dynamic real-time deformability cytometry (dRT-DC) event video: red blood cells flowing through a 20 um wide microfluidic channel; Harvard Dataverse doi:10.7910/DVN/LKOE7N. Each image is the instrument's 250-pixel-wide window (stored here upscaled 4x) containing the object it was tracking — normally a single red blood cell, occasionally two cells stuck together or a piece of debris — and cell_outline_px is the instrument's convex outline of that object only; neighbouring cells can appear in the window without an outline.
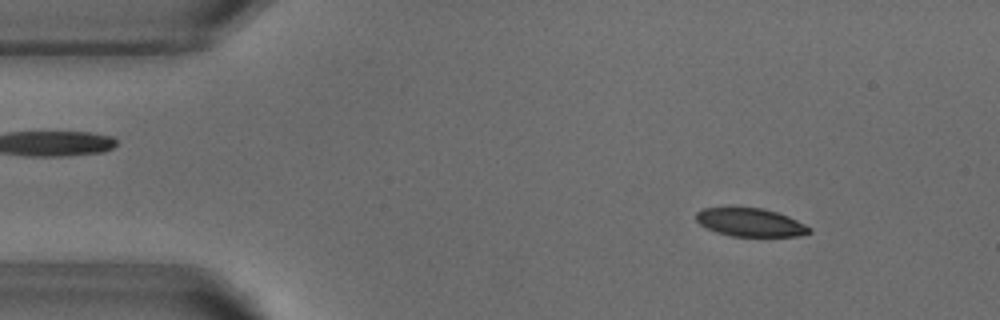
{"species": "common noctule bat (a hibernating species)", "species_latin": "Nyctalus noctula", "temperature_condition": "warm", "stored_images_in_passage": 52, "camera_frame_rate_fps": 3000, "um_per_image_px": 0.085, "animal": {"sex": "male", "body_mass_g": 18.8}, "frame": {"image": 1, "passage_image": 6, "time_ms": 1.667, "image_size_px": [1000, 320], "cell_outline_px": [[812, 232], [800, 236], [732, 236], [716, 232], [700, 224], [696, 220], [696, 212], [704, 208], [764, 208], [788, 216], [812, 228]], "centroid_in_image_um": [63.8, 18.91], "position_along_channel_um": 21.2, "area_um2": 18.5}}
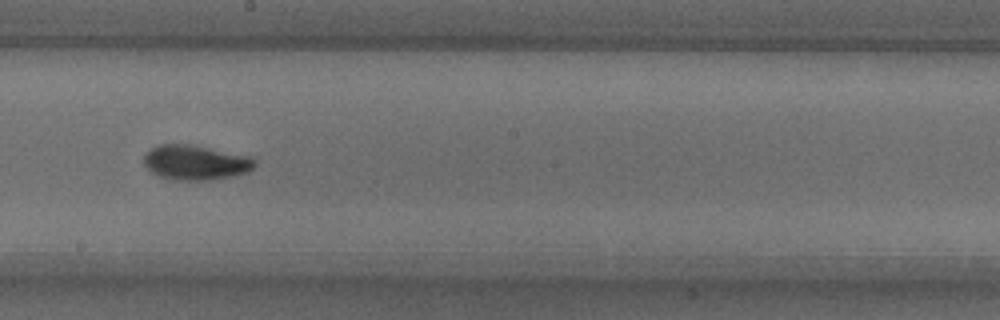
{"frame": {"image": 2, "passage_image": 28, "time_ms": 9.0, "image_size_px": [1000, 320], "cell_outline_px": [[256, 164], [248, 172], [232, 176], [208, 180], [176, 180], [160, 176], [152, 172], [144, 164], [144, 156], [156, 144], [188, 144], [248, 156], [256, 160]], "centroid_in_image_um": [16.61, 13.81], "position_along_channel_um": 231.6, "area_um2": 22.2}}
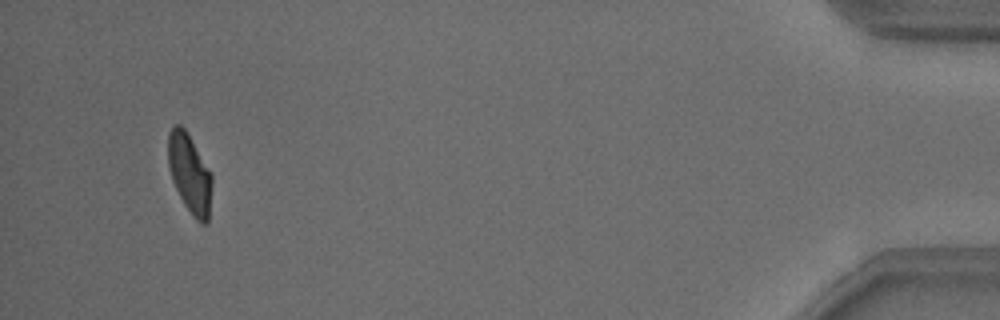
{"frame": {"image": 3, "passage_image": 49, "time_ms": 16.0, "image_size_px": [1000, 320], "cell_outline_px": [[212, 184], [208, 224], [200, 224], [192, 216], [184, 204], [172, 180], [168, 168], [168, 132], [172, 124], [180, 124], [188, 132], [212, 172]], "centroid_in_image_um": [16.13, 14.73], "position_along_channel_um": 419.1, "area_um2": 20.75}, "authors_computed_cell_mechanics": {"area_um2": 21.0103, "velocity_mm_per_s": 3.8091, "shape_relaxation_time_tau1_ms": 4.6501, "shape_relaxation_time_tau2_ms": 1.4284, "deformation_change_tau1": 0.164, "deformation_change_tau2": 0.0522}}